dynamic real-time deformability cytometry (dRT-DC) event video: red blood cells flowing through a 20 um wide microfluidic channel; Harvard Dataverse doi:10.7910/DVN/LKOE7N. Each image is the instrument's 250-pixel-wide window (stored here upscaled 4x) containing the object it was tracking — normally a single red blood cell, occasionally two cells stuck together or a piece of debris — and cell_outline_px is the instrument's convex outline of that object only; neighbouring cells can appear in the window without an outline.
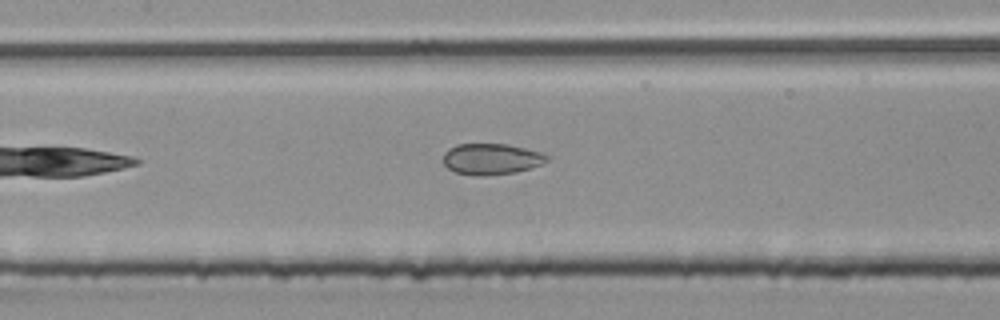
{"species": "common noctule bat (a hibernating species)", "species_latin": "Nyctalus noctula", "temperature_condition": "room temperature", "stored_images_in_passage": 25, "camera_frame_rate_fps": 3000, "um_per_image_px": 0.085, "animal": {"sex": "male", "body_mass_g": 20.4}, "frame": {"image": 1, "passage_image": 8, "time_ms": 2.333, "image_size_px": [1000, 320], "cell_outline_px": [[548, 160], [532, 168], [516, 172], [480, 176], [476, 176], [456, 172], [448, 168], [444, 164], [444, 152], [448, 148], [456, 144], [508, 144], [540, 152], [548, 156]], "centroid_in_image_um": [41.74, 13.51], "position_along_channel_um": 165.7, "area_um2": 18.73}}
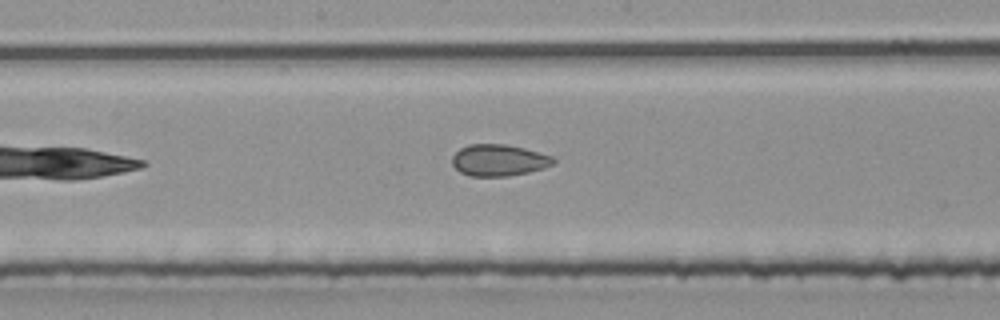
{"frame": {"image": 2, "passage_image": 11, "time_ms": 3.333, "image_size_px": [1000, 320], "cell_outline_px": [[556, 160], [552, 164], [544, 168], [528, 172], [508, 176], [472, 176], [460, 172], [452, 164], [452, 156], [460, 148], [468, 144], [504, 144], [524, 148], [552, 156]], "centroid_in_image_um": [42.38, 13.61], "position_along_channel_um": 205.8, "area_um2": 18.55}}
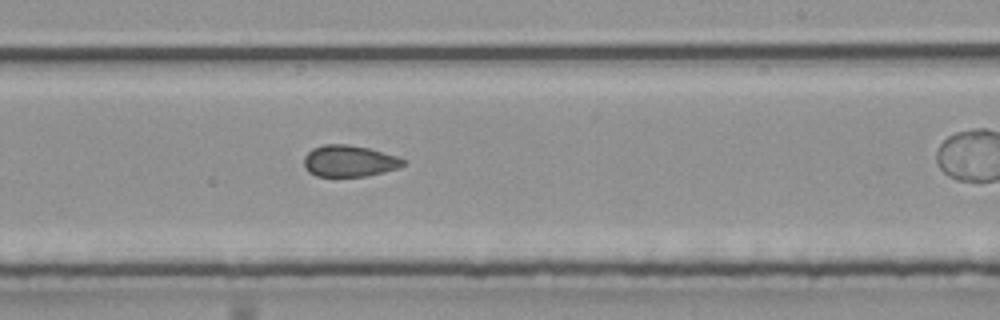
{"frame": {"image": 3, "passage_image": 15, "time_ms": 4.667, "image_size_px": [1000, 320], "cell_outline_px": [[404, 164], [400, 168], [368, 176], [316, 176], [308, 172], [304, 164], [304, 156], [312, 148], [324, 144], [348, 144], [368, 148], [396, 156], [404, 160]], "centroid_in_image_um": [29.67, 13.69], "position_along_channel_um": 259.3, "area_um2": 18.21}}